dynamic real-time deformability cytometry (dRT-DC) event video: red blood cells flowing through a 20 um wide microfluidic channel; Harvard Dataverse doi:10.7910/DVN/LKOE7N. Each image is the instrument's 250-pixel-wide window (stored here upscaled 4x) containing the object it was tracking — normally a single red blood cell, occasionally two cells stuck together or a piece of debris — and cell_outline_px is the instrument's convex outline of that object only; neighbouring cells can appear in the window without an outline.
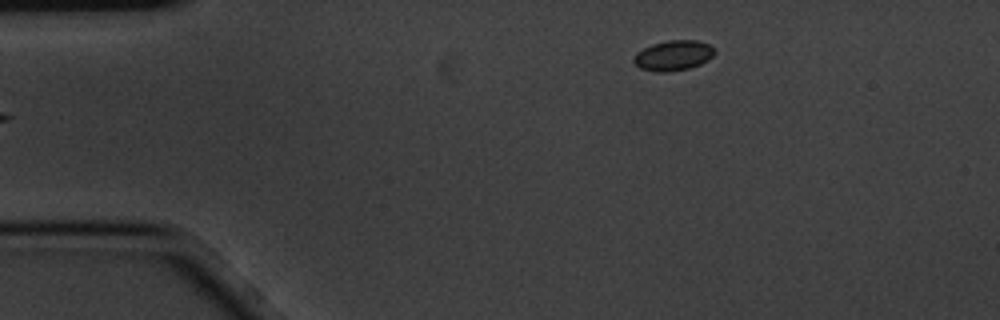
{"species": "common noctule bat (a hibernating species)", "species_latin": "Nyctalus noctula", "temperature_condition": "cold", "stored_images_in_passage": 4, "camera_frame_rate_fps": 3000, "um_per_image_px": 0.085, "animal": {"sex": "male", "body_mass_g": 20.1, "forearm_length_mm": 53.5}, "frame": {"image": 1, "passage_image": 4, "time_ms": 1.0, "image_size_px": [1000, 320], "cell_outline_px": [[716, 52], [708, 60], [700, 64], [688, 68], [668, 72], [656, 72], [640, 68], [632, 60], [632, 56], [636, 52], [652, 44], [668, 40], [696, 40], [708, 44], [716, 48]], "centroid_in_image_um": [57.23, 4.71], "position_along_channel_um": 27.8, "area_um2": 14.33}}